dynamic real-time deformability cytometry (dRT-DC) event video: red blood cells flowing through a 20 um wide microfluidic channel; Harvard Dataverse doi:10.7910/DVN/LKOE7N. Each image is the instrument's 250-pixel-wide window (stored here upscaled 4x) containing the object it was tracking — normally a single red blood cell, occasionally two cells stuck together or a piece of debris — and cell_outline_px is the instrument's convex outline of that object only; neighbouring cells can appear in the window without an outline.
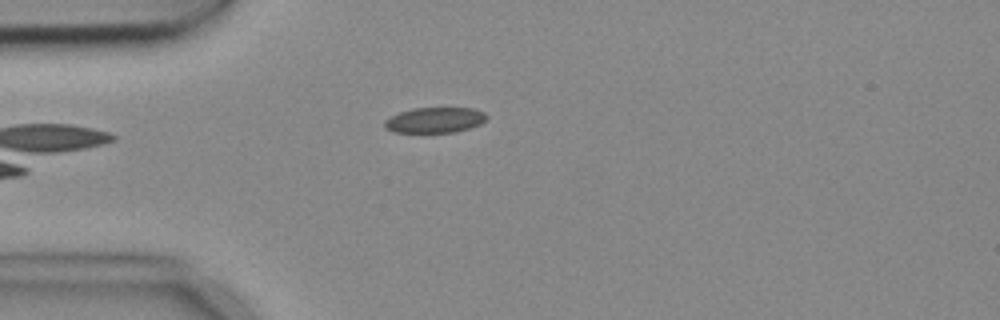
{"species": "common noctule bat (a hibernating species)", "species_latin": "Nyctalus noctula", "temperature_condition": "cold", "stored_images_in_passage": 5, "camera_frame_rate_fps": 3000, "um_per_image_px": 0.085, "animal": {"sex": "female", "body_mass_g": 18.4}, "frame": {"image": 1, "passage_image": 5, "time_ms": 1.333, "image_size_px": [1000, 320], "cell_outline_px": [[488, 116], [480, 124], [468, 128], [452, 132], [392, 132], [384, 128], [384, 120], [400, 112], [412, 108], [476, 108], [484, 112]], "centroid_in_image_um": [36.94, 10.2], "position_along_channel_um": 48.1, "area_um2": 15.09}}